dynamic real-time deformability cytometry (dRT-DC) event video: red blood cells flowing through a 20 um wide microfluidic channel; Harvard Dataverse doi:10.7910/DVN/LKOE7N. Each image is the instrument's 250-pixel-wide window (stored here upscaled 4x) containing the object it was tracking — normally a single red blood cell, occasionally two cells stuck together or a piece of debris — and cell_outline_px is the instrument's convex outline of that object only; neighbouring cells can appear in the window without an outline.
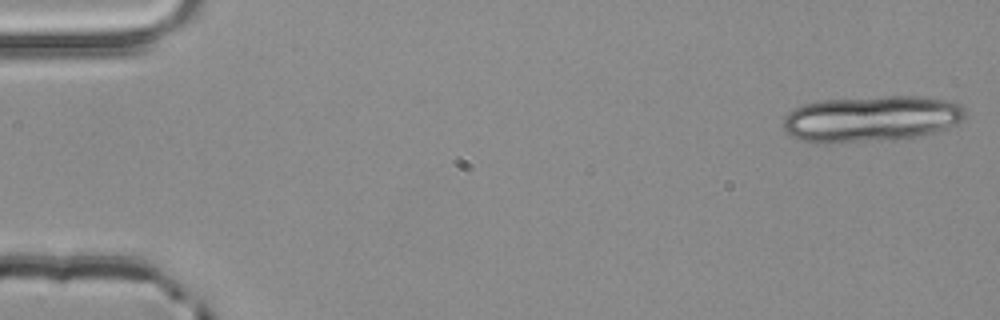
{"species": "common noctule bat (a hibernating species)", "species_latin": "Nyctalus noctula", "temperature_condition": "room temperature", "stored_images_in_passage": 5, "segment_of_instrument_passage": [1, 2], "camera_frame_rate_fps": 3000, "um_per_image_px": 0.085, "animal": {"sex": "male", "body_mass_g": 20.4}, "frame": {"image": 1, "passage_image": 1, "time_ms": 0.0, "image_size_px": [1000, 320], "cell_outline_px": [[964, 120], [956, 124], [932, 132], [916, 136], [892, 140], [832, 144], [812, 144], [800, 140], [792, 136], [784, 128], [784, 116], [792, 108], [804, 104], [820, 100], [884, 96], [916, 96], [952, 100], [960, 104], [964, 108]], "centroid_in_image_um": [74.01, 10.1], "position_along_channel_um": 11.0, "area_um2": 49.53}}